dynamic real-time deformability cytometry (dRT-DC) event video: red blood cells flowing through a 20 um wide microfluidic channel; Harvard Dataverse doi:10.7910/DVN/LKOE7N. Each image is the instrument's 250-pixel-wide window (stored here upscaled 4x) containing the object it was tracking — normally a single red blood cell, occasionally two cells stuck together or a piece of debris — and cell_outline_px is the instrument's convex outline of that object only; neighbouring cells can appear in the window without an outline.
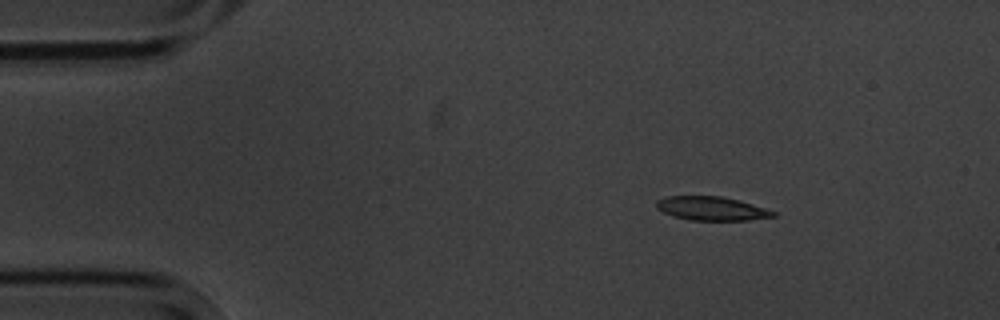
{"species": "common noctule bat (a hibernating species)", "species_latin": "Nyctalus noctula", "temperature_condition": "cold", "stored_images_in_passage": 9, "camera_frame_rate_fps": 3000, "um_per_image_px": 0.085, "animal": {"sex": "male", "body_mass_g": 20.1, "forearm_length_mm": 53.5}, "frame": {"image": 1, "passage_image": 2, "time_ms": 1.333, "image_size_px": [1000, 320], "cell_outline_px": [[776, 216], [748, 220], [688, 220], [672, 216], [656, 208], [656, 200], [668, 196], [720, 196], [752, 204], [776, 212]], "centroid_in_image_um": [60.44, 17.73], "position_along_channel_um": 24.6, "area_um2": 16.07}}
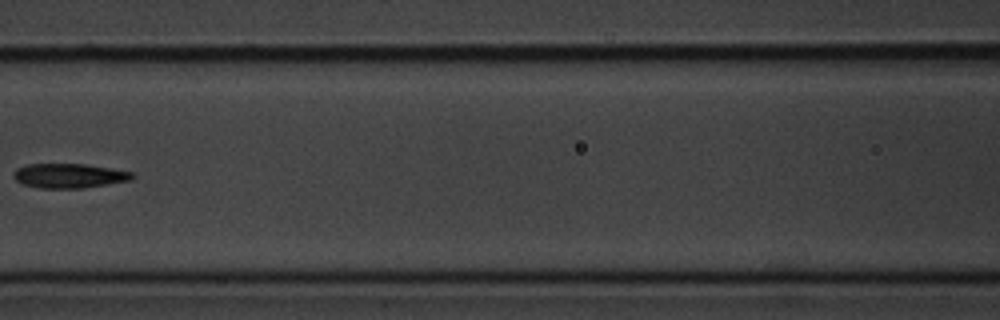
{"frame": {"image": 2, "passage_image": 6, "time_ms": 7.0, "image_size_px": [1000, 320], "cell_outline_px": [[136, 176], [128, 180], [84, 188], [40, 188], [24, 184], [16, 180], [12, 176], [16, 168], [28, 164], [88, 164], [132, 172]], "centroid_in_image_um": [5.85, 14.93], "position_along_channel_um": 160.7, "area_um2": 16.82}}
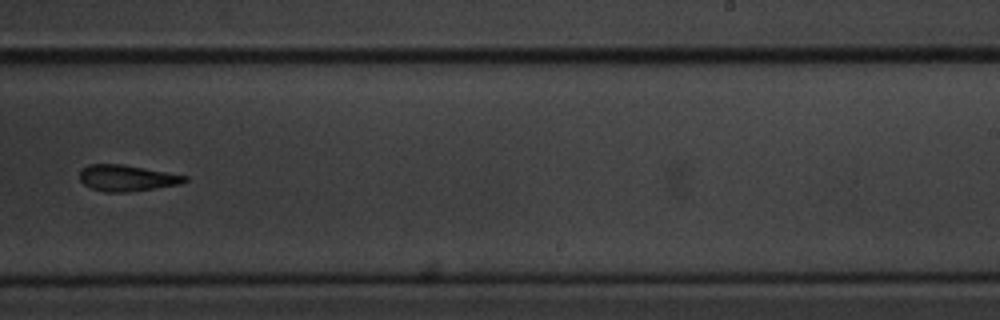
{"frame": {"image": 3, "passage_image": 9, "time_ms": 10.333, "image_size_px": [1000, 320], "cell_outline_px": [[188, 180], [180, 184], [128, 192], [104, 192], [92, 188], [84, 184], [80, 180], [80, 168], [88, 164], [120, 164], [144, 168], [188, 176]], "centroid_in_image_um": [10.75, 15.13], "position_along_channel_um": 278.2, "area_um2": 15.95}}